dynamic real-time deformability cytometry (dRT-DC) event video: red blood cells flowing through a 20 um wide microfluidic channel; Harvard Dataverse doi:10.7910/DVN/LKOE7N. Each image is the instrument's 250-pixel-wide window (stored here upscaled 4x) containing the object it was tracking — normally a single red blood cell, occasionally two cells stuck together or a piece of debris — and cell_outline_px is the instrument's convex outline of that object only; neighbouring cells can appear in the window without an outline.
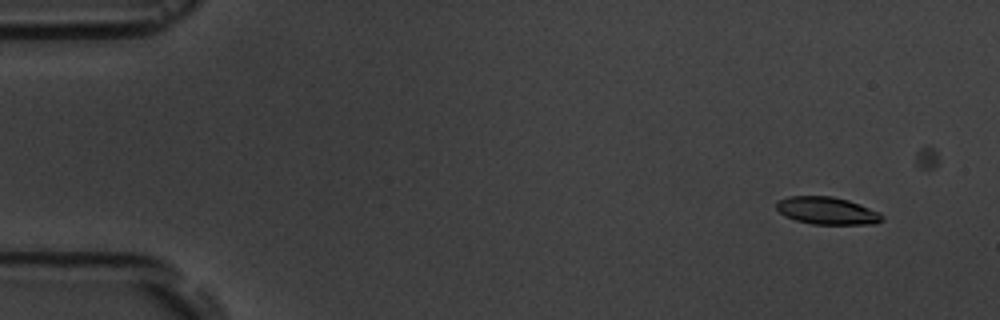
{"species": "common noctule bat (a hibernating species)", "species_latin": "Nyctalus noctula", "temperature_condition": "room temperature", "stored_images_in_passage": 6, "camera_frame_rate_fps": 3000, "um_per_image_px": 0.085, "animal": {"sex": "male", "body_mass_g": 19.5, "forearm_length_mm": 54.6}, "frame": {"image": 1, "passage_image": 2, "time_ms": 1.333, "image_size_px": [1000, 320], "cell_outline_px": [[884, 220], [876, 224], [812, 224], [796, 220], [784, 216], [776, 208], [776, 204], [780, 200], [788, 196], [832, 196], [848, 200], [860, 204], [880, 212], [884, 216]], "centroid_in_image_um": [70.34, 17.91], "position_along_channel_um": 14.7, "area_um2": 16.99}}
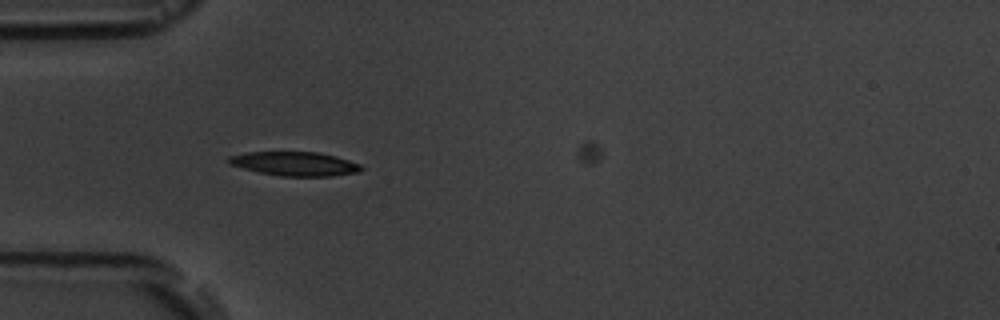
{"frame": {"image": 2, "passage_image": 5, "time_ms": 5.667, "image_size_px": [1000, 320], "cell_outline_px": [[364, 168], [360, 172], [332, 176], [280, 176], [260, 172], [228, 164], [228, 156], [248, 152], [316, 152], [336, 156], [360, 164]], "centroid_in_image_um": [25.08, 13.92], "position_along_channel_um": 59.9, "area_um2": 18.5}}
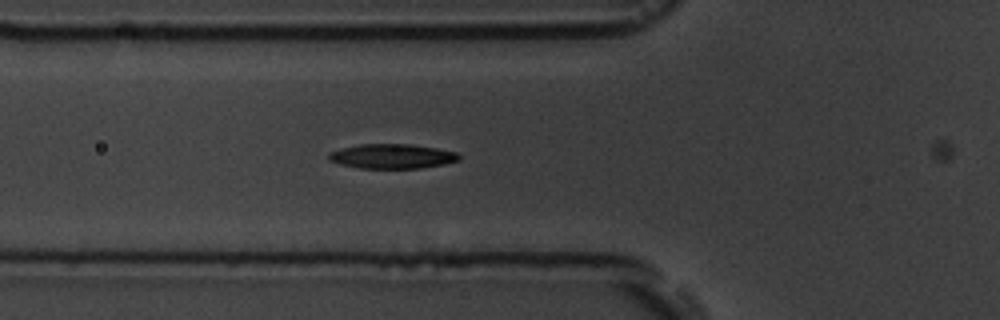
{"frame": {"image": 3, "passage_image": 6, "time_ms": 6.667, "image_size_px": [1000, 320], "cell_outline_px": [[460, 160], [444, 164], [420, 168], [360, 168], [340, 164], [328, 160], [328, 152], [360, 144], [408, 144], [436, 148], [456, 152], [460, 156]], "centroid_in_image_um": [33.32, 13.28], "position_along_channel_um": 92.5, "area_um2": 18.55}}